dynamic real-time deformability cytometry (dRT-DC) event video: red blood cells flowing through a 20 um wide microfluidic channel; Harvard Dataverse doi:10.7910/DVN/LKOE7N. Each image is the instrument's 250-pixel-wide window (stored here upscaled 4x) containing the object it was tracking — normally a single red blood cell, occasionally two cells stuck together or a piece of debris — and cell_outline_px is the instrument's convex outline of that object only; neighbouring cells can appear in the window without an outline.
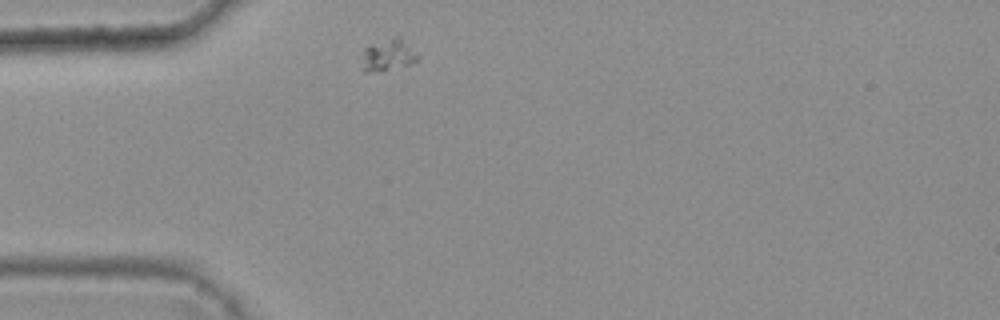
{"species": "common noctule bat (a hibernating species)", "species_latin": "Nyctalus noctula", "temperature_condition": "warm", "stored_images_in_passage": 1, "camera_frame_rate_fps": 3000, "um_per_image_px": 0.085, "animal": {"sex": "female", "body_mass_g": 25.1}, "frame": {"image": 1, "passage_image": 1, "time_ms": 0.0, "image_size_px": [1000, 320], "cell_outline_px": [[420, 56], [412, 64], [372, 72], [364, 72], [360, 68], [364, 48], [396, 36], [400, 36]], "centroid_in_image_um": [32.97, 4.7], "position_along_channel_um": 52.0, "area_um2": 10.23}}